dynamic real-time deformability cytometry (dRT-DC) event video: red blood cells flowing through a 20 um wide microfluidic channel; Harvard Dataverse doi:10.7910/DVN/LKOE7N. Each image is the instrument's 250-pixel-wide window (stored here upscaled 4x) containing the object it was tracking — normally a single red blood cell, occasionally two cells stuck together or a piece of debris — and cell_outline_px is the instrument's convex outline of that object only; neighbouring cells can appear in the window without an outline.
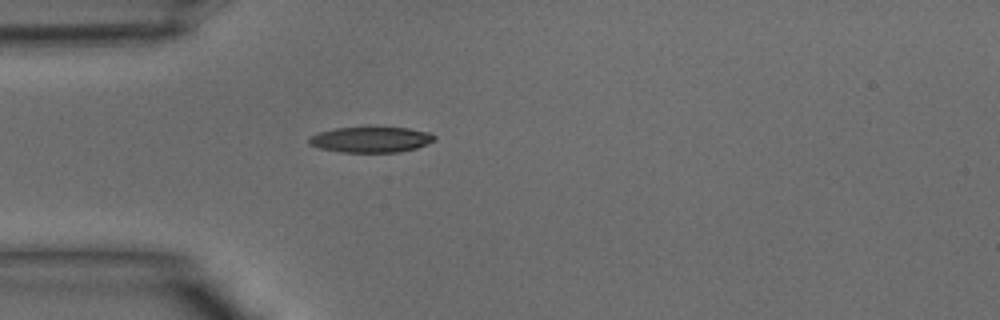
{"species": "common noctule bat (a hibernating species)", "species_latin": "Nyctalus noctula", "temperature_condition": "warm", "stored_images_in_passage": 23, "camera_frame_rate_fps": 3000, "um_per_image_px": 0.085, "animal": {"sex": "male", "body_mass_g": 15.6}, "frame": {"image": 1, "passage_image": 1, "time_ms": 0.0, "image_size_px": [1000, 320], "cell_outline_px": [[436, 140], [416, 148], [400, 152], [340, 152], [320, 148], [308, 144], [308, 140], [312, 136], [320, 132], [336, 128], [368, 124], [408, 128], [428, 132], [436, 136]], "centroid_in_image_um": [31.54, 11.82], "position_along_channel_um": 53.5, "area_um2": 19.54}}
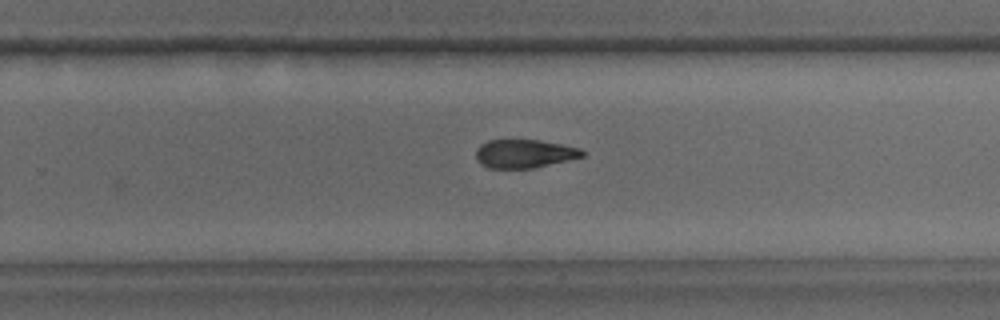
{"frame": {"image": 2, "passage_image": 15, "time_ms": 4.667, "image_size_px": [1000, 320], "cell_outline_px": [[584, 156], [568, 160], [532, 168], [488, 168], [480, 164], [476, 160], [476, 148], [480, 144], [488, 140], [540, 140], [580, 148], [584, 152]], "centroid_in_image_um": [44.52, 13.06], "position_along_channel_um": 285.3, "area_um2": 17.63}}